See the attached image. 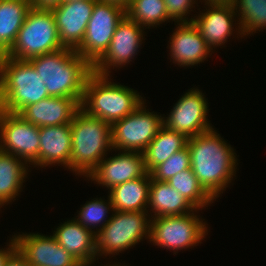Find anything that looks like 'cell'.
<instances>
[{
    "instance_id": "obj_29",
    "label": "cell",
    "mask_w": 266,
    "mask_h": 266,
    "mask_svg": "<svg viewBox=\"0 0 266 266\" xmlns=\"http://www.w3.org/2000/svg\"><path fill=\"white\" fill-rule=\"evenodd\" d=\"M126 16L143 28L157 27L171 20L164 0H131Z\"/></svg>"
},
{
    "instance_id": "obj_23",
    "label": "cell",
    "mask_w": 266,
    "mask_h": 266,
    "mask_svg": "<svg viewBox=\"0 0 266 266\" xmlns=\"http://www.w3.org/2000/svg\"><path fill=\"white\" fill-rule=\"evenodd\" d=\"M151 174L127 181L110 189V199L114 211H142L147 212L149 202V187Z\"/></svg>"
},
{
    "instance_id": "obj_17",
    "label": "cell",
    "mask_w": 266,
    "mask_h": 266,
    "mask_svg": "<svg viewBox=\"0 0 266 266\" xmlns=\"http://www.w3.org/2000/svg\"><path fill=\"white\" fill-rule=\"evenodd\" d=\"M177 27L170 36L171 59L181 67L200 64L209 57L212 49L207 45L193 22L177 23ZM209 55V56H208Z\"/></svg>"
},
{
    "instance_id": "obj_27",
    "label": "cell",
    "mask_w": 266,
    "mask_h": 266,
    "mask_svg": "<svg viewBox=\"0 0 266 266\" xmlns=\"http://www.w3.org/2000/svg\"><path fill=\"white\" fill-rule=\"evenodd\" d=\"M233 5L239 16L236 30L240 37L266 28V0H235Z\"/></svg>"
},
{
    "instance_id": "obj_39",
    "label": "cell",
    "mask_w": 266,
    "mask_h": 266,
    "mask_svg": "<svg viewBox=\"0 0 266 266\" xmlns=\"http://www.w3.org/2000/svg\"><path fill=\"white\" fill-rule=\"evenodd\" d=\"M86 266H91V265H86ZM105 266H107V265H105ZM109 266H121L119 263L118 264H113V265H110L109 264ZM123 266V265H122Z\"/></svg>"
},
{
    "instance_id": "obj_22",
    "label": "cell",
    "mask_w": 266,
    "mask_h": 266,
    "mask_svg": "<svg viewBox=\"0 0 266 266\" xmlns=\"http://www.w3.org/2000/svg\"><path fill=\"white\" fill-rule=\"evenodd\" d=\"M150 206V207H149ZM148 209L152 211L151 217L184 215L196 212V209L186 198L166 181L154 180L151 177L149 187Z\"/></svg>"
},
{
    "instance_id": "obj_36",
    "label": "cell",
    "mask_w": 266,
    "mask_h": 266,
    "mask_svg": "<svg viewBox=\"0 0 266 266\" xmlns=\"http://www.w3.org/2000/svg\"><path fill=\"white\" fill-rule=\"evenodd\" d=\"M100 2H106L111 4H116L126 10L129 7L130 0H98Z\"/></svg>"
},
{
    "instance_id": "obj_32",
    "label": "cell",
    "mask_w": 266,
    "mask_h": 266,
    "mask_svg": "<svg viewBox=\"0 0 266 266\" xmlns=\"http://www.w3.org/2000/svg\"><path fill=\"white\" fill-rule=\"evenodd\" d=\"M197 0H164L166 5V10L168 12L169 18L177 23L181 22H191V19H188L187 14L192 11L191 8L196 3ZM188 20H187V19Z\"/></svg>"
},
{
    "instance_id": "obj_35",
    "label": "cell",
    "mask_w": 266,
    "mask_h": 266,
    "mask_svg": "<svg viewBox=\"0 0 266 266\" xmlns=\"http://www.w3.org/2000/svg\"><path fill=\"white\" fill-rule=\"evenodd\" d=\"M5 266H29L26 259L16 250L6 261Z\"/></svg>"
},
{
    "instance_id": "obj_31",
    "label": "cell",
    "mask_w": 266,
    "mask_h": 266,
    "mask_svg": "<svg viewBox=\"0 0 266 266\" xmlns=\"http://www.w3.org/2000/svg\"><path fill=\"white\" fill-rule=\"evenodd\" d=\"M189 168H191L190 151L186 146L156 166L150 174L154 180L167 182L174 175Z\"/></svg>"
},
{
    "instance_id": "obj_7",
    "label": "cell",
    "mask_w": 266,
    "mask_h": 266,
    "mask_svg": "<svg viewBox=\"0 0 266 266\" xmlns=\"http://www.w3.org/2000/svg\"><path fill=\"white\" fill-rule=\"evenodd\" d=\"M113 212L108 223L96 233L97 257L118 255L142 241L143 237L150 239L151 217L148 212Z\"/></svg>"
},
{
    "instance_id": "obj_8",
    "label": "cell",
    "mask_w": 266,
    "mask_h": 266,
    "mask_svg": "<svg viewBox=\"0 0 266 266\" xmlns=\"http://www.w3.org/2000/svg\"><path fill=\"white\" fill-rule=\"evenodd\" d=\"M150 243L176 251L197 246L207 235L205 222L194 212L151 218Z\"/></svg>"
},
{
    "instance_id": "obj_19",
    "label": "cell",
    "mask_w": 266,
    "mask_h": 266,
    "mask_svg": "<svg viewBox=\"0 0 266 266\" xmlns=\"http://www.w3.org/2000/svg\"><path fill=\"white\" fill-rule=\"evenodd\" d=\"M205 12L191 17V22L197 27L207 45L213 50L222 46L233 34L234 17L237 13L234 5H206ZM236 15V16H235Z\"/></svg>"
},
{
    "instance_id": "obj_15",
    "label": "cell",
    "mask_w": 266,
    "mask_h": 266,
    "mask_svg": "<svg viewBox=\"0 0 266 266\" xmlns=\"http://www.w3.org/2000/svg\"><path fill=\"white\" fill-rule=\"evenodd\" d=\"M104 158L86 178L109 190L147 173L141 152L120 151L114 157Z\"/></svg>"
},
{
    "instance_id": "obj_24",
    "label": "cell",
    "mask_w": 266,
    "mask_h": 266,
    "mask_svg": "<svg viewBox=\"0 0 266 266\" xmlns=\"http://www.w3.org/2000/svg\"><path fill=\"white\" fill-rule=\"evenodd\" d=\"M31 7V0H0V55L12 47Z\"/></svg>"
},
{
    "instance_id": "obj_37",
    "label": "cell",
    "mask_w": 266,
    "mask_h": 266,
    "mask_svg": "<svg viewBox=\"0 0 266 266\" xmlns=\"http://www.w3.org/2000/svg\"><path fill=\"white\" fill-rule=\"evenodd\" d=\"M205 5H233L235 0H203Z\"/></svg>"
},
{
    "instance_id": "obj_3",
    "label": "cell",
    "mask_w": 266,
    "mask_h": 266,
    "mask_svg": "<svg viewBox=\"0 0 266 266\" xmlns=\"http://www.w3.org/2000/svg\"><path fill=\"white\" fill-rule=\"evenodd\" d=\"M111 76H89L80 104L89 116L113 124L134 112L144 101L133 88L109 82Z\"/></svg>"
},
{
    "instance_id": "obj_18",
    "label": "cell",
    "mask_w": 266,
    "mask_h": 266,
    "mask_svg": "<svg viewBox=\"0 0 266 266\" xmlns=\"http://www.w3.org/2000/svg\"><path fill=\"white\" fill-rule=\"evenodd\" d=\"M81 109L75 98L48 97L24 107L18 114L37 127L70 124Z\"/></svg>"
},
{
    "instance_id": "obj_26",
    "label": "cell",
    "mask_w": 266,
    "mask_h": 266,
    "mask_svg": "<svg viewBox=\"0 0 266 266\" xmlns=\"http://www.w3.org/2000/svg\"><path fill=\"white\" fill-rule=\"evenodd\" d=\"M187 141L188 138L184 134L173 131L163 125L143 152L147 172L150 173L172 154L185 148Z\"/></svg>"
},
{
    "instance_id": "obj_38",
    "label": "cell",
    "mask_w": 266,
    "mask_h": 266,
    "mask_svg": "<svg viewBox=\"0 0 266 266\" xmlns=\"http://www.w3.org/2000/svg\"><path fill=\"white\" fill-rule=\"evenodd\" d=\"M72 1H89V2H97L98 0H63V3L72 2Z\"/></svg>"
},
{
    "instance_id": "obj_21",
    "label": "cell",
    "mask_w": 266,
    "mask_h": 266,
    "mask_svg": "<svg viewBox=\"0 0 266 266\" xmlns=\"http://www.w3.org/2000/svg\"><path fill=\"white\" fill-rule=\"evenodd\" d=\"M53 236L61 247L69 252L83 266L94 264L96 234L83 227L75 218L55 228Z\"/></svg>"
},
{
    "instance_id": "obj_12",
    "label": "cell",
    "mask_w": 266,
    "mask_h": 266,
    "mask_svg": "<svg viewBox=\"0 0 266 266\" xmlns=\"http://www.w3.org/2000/svg\"><path fill=\"white\" fill-rule=\"evenodd\" d=\"M199 89H189L175 105L168 117H163L167 128L184 134L187 138L205 133L213 127L208 122V102Z\"/></svg>"
},
{
    "instance_id": "obj_25",
    "label": "cell",
    "mask_w": 266,
    "mask_h": 266,
    "mask_svg": "<svg viewBox=\"0 0 266 266\" xmlns=\"http://www.w3.org/2000/svg\"><path fill=\"white\" fill-rule=\"evenodd\" d=\"M28 167L19 157L0 151V208L19 196Z\"/></svg>"
},
{
    "instance_id": "obj_30",
    "label": "cell",
    "mask_w": 266,
    "mask_h": 266,
    "mask_svg": "<svg viewBox=\"0 0 266 266\" xmlns=\"http://www.w3.org/2000/svg\"><path fill=\"white\" fill-rule=\"evenodd\" d=\"M105 201L106 200H103L102 198H99V200L98 198H96V199H92L91 201H87V203H85V205L82 206L78 215L76 216L77 218L75 219L83 227L90 229L91 231H93V233L96 234L110 220V217L108 218V215H107L108 211L110 209L111 211H114L112 201L109 195H108V200L106 202ZM96 226L100 228H97ZM95 227H96V231H94Z\"/></svg>"
},
{
    "instance_id": "obj_10",
    "label": "cell",
    "mask_w": 266,
    "mask_h": 266,
    "mask_svg": "<svg viewBox=\"0 0 266 266\" xmlns=\"http://www.w3.org/2000/svg\"><path fill=\"white\" fill-rule=\"evenodd\" d=\"M125 16L126 10L116 4L95 2L83 42L75 51L93 66L107 51L117 25Z\"/></svg>"
},
{
    "instance_id": "obj_14",
    "label": "cell",
    "mask_w": 266,
    "mask_h": 266,
    "mask_svg": "<svg viewBox=\"0 0 266 266\" xmlns=\"http://www.w3.org/2000/svg\"><path fill=\"white\" fill-rule=\"evenodd\" d=\"M29 266H83L59 245L53 235L23 233L13 236Z\"/></svg>"
},
{
    "instance_id": "obj_13",
    "label": "cell",
    "mask_w": 266,
    "mask_h": 266,
    "mask_svg": "<svg viewBox=\"0 0 266 266\" xmlns=\"http://www.w3.org/2000/svg\"><path fill=\"white\" fill-rule=\"evenodd\" d=\"M144 28L125 16L117 25L110 45L104 55L93 65V72L110 76L112 66L121 68L137 55L144 39Z\"/></svg>"
},
{
    "instance_id": "obj_5",
    "label": "cell",
    "mask_w": 266,
    "mask_h": 266,
    "mask_svg": "<svg viewBox=\"0 0 266 266\" xmlns=\"http://www.w3.org/2000/svg\"><path fill=\"white\" fill-rule=\"evenodd\" d=\"M48 97L44 81L27 60L0 55V110L18 114Z\"/></svg>"
},
{
    "instance_id": "obj_16",
    "label": "cell",
    "mask_w": 266,
    "mask_h": 266,
    "mask_svg": "<svg viewBox=\"0 0 266 266\" xmlns=\"http://www.w3.org/2000/svg\"><path fill=\"white\" fill-rule=\"evenodd\" d=\"M94 4L89 1H72L52 9L64 47L76 50L81 45Z\"/></svg>"
},
{
    "instance_id": "obj_2",
    "label": "cell",
    "mask_w": 266,
    "mask_h": 266,
    "mask_svg": "<svg viewBox=\"0 0 266 266\" xmlns=\"http://www.w3.org/2000/svg\"><path fill=\"white\" fill-rule=\"evenodd\" d=\"M51 97L75 98L80 104L93 66L74 49L62 48L27 60Z\"/></svg>"
},
{
    "instance_id": "obj_4",
    "label": "cell",
    "mask_w": 266,
    "mask_h": 266,
    "mask_svg": "<svg viewBox=\"0 0 266 266\" xmlns=\"http://www.w3.org/2000/svg\"><path fill=\"white\" fill-rule=\"evenodd\" d=\"M71 125L72 149L70 170L87 177L111 151V124L87 115L80 109Z\"/></svg>"
},
{
    "instance_id": "obj_6",
    "label": "cell",
    "mask_w": 266,
    "mask_h": 266,
    "mask_svg": "<svg viewBox=\"0 0 266 266\" xmlns=\"http://www.w3.org/2000/svg\"><path fill=\"white\" fill-rule=\"evenodd\" d=\"M62 48L52 10L31 7L12 47L4 55L29 60Z\"/></svg>"
},
{
    "instance_id": "obj_1",
    "label": "cell",
    "mask_w": 266,
    "mask_h": 266,
    "mask_svg": "<svg viewBox=\"0 0 266 266\" xmlns=\"http://www.w3.org/2000/svg\"><path fill=\"white\" fill-rule=\"evenodd\" d=\"M191 168L203 188L216 200L236 174V153L214 128L188 138Z\"/></svg>"
},
{
    "instance_id": "obj_11",
    "label": "cell",
    "mask_w": 266,
    "mask_h": 266,
    "mask_svg": "<svg viewBox=\"0 0 266 266\" xmlns=\"http://www.w3.org/2000/svg\"><path fill=\"white\" fill-rule=\"evenodd\" d=\"M39 127L19 114L0 110V151L13 154L27 165L38 166Z\"/></svg>"
},
{
    "instance_id": "obj_33",
    "label": "cell",
    "mask_w": 266,
    "mask_h": 266,
    "mask_svg": "<svg viewBox=\"0 0 266 266\" xmlns=\"http://www.w3.org/2000/svg\"><path fill=\"white\" fill-rule=\"evenodd\" d=\"M62 3L63 0H31L32 7L42 10H52Z\"/></svg>"
},
{
    "instance_id": "obj_20",
    "label": "cell",
    "mask_w": 266,
    "mask_h": 266,
    "mask_svg": "<svg viewBox=\"0 0 266 266\" xmlns=\"http://www.w3.org/2000/svg\"><path fill=\"white\" fill-rule=\"evenodd\" d=\"M38 166L41 168L59 164L70 170L72 149L71 125L39 127Z\"/></svg>"
},
{
    "instance_id": "obj_9",
    "label": "cell",
    "mask_w": 266,
    "mask_h": 266,
    "mask_svg": "<svg viewBox=\"0 0 266 266\" xmlns=\"http://www.w3.org/2000/svg\"><path fill=\"white\" fill-rule=\"evenodd\" d=\"M144 104L111 125L113 150L143 153L158 134L163 116L147 111Z\"/></svg>"
},
{
    "instance_id": "obj_28",
    "label": "cell",
    "mask_w": 266,
    "mask_h": 266,
    "mask_svg": "<svg viewBox=\"0 0 266 266\" xmlns=\"http://www.w3.org/2000/svg\"><path fill=\"white\" fill-rule=\"evenodd\" d=\"M167 183L198 210L204 209L205 206L208 207L207 205L210 206L215 200L200 184L192 168L179 172L171 177Z\"/></svg>"
},
{
    "instance_id": "obj_34",
    "label": "cell",
    "mask_w": 266,
    "mask_h": 266,
    "mask_svg": "<svg viewBox=\"0 0 266 266\" xmlns=\"http://www.w3.org/2000/svg\"><path fill=\"white\" fill-rule=\"evenodd\" d=\"M10 239L11 241H9L8 247L0 249V266H5L8 258L17 250V245L14 237L12 236V238Z\"/></svg>"
}]
</instances>
